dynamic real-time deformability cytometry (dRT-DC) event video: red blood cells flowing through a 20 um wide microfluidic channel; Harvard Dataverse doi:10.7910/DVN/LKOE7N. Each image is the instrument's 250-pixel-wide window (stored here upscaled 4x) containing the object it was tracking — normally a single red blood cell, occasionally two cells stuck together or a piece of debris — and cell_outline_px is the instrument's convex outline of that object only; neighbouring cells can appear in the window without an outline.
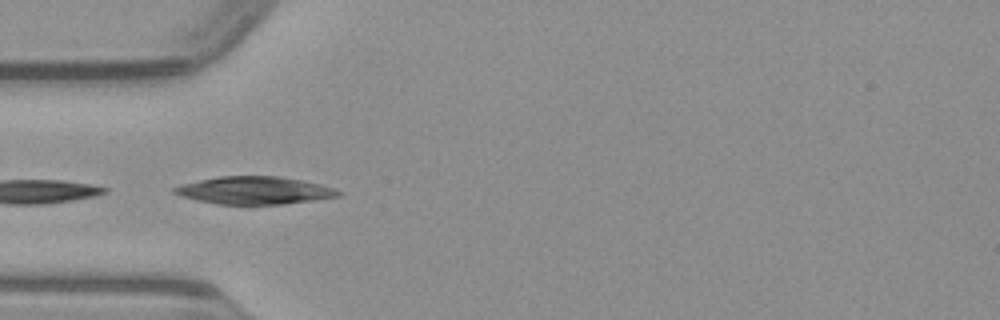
{"species": "common noctule bat (a hibernating species)", "species_latin": "Nyctalus noctula", "temperature_condition": "warm", "stored_images_in_passage": 22, "camera_frame_rate_fps": 3000, "um_per_image_px": 0.085, "animal": {"sex": "male", "body_mass_g": 23.1, "forearm_length_mm": 52.7}, "frame": {"image": 1, "passage_image": 1, "time_ms": 0.0, "image_size_px": [1000, 320], "cell_outline_px": [[344, 192], [340, 196], [284, 204], [216, 204], [196, 200], [180, 196], [172, 192], [172, 188], [180, 184], [220, 176], [280, 176], [320, 184]], "centroid_in_image_um": [21.59, 16.18], "position_along_channel_um": 63.4, "area_um2": 26.36}}
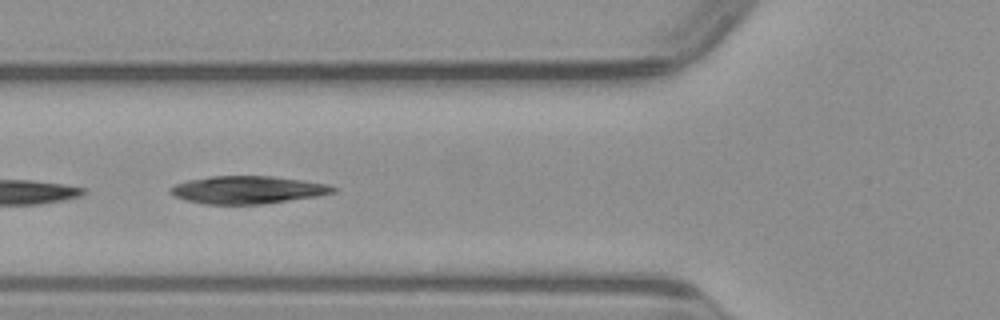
{"frame": {"image": 2, "passage_image": 4, "time_ms": 1.0, "image_size_px": [1000, 320], "cell_outline_px": [[340, 188], [336, 192], [316, 196], [264, 204], [204, 204], [184, 200], [168, 192], [168, 188], [176, 184], [188, 180], [212, 176], [272, 176], [304, 180], [328, 184]], "centroid_in_image_um": [21.07, 16.13], "position_along_channel_um": 104.7, "area_um2": 26.41}}
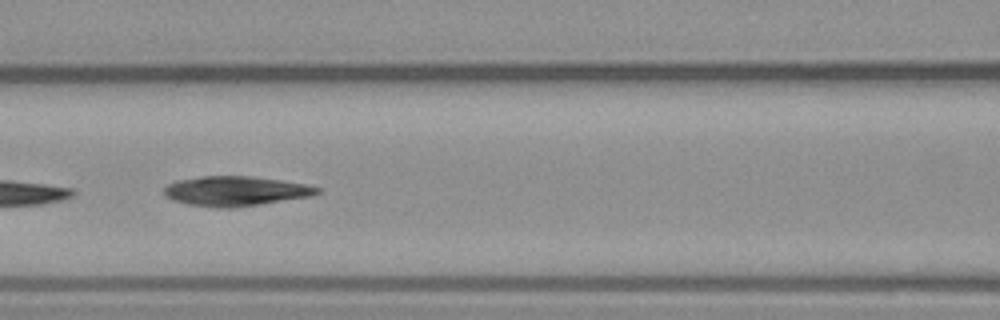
{"frame": {"image": 3, "passage_image": 7, "time_ms": 2.0, "image_size_px": [1000, 320], "cell_outline_px": [[324, 192], [312, 196], [260, 204], [232, 208], [220, 208], [188, 204], [176, 200], [168, 196], [164, 192], [164, 188], [168, 184], [176, 180], [200, 176], [252, 176], [308, 184], [320, 188]], "centroid_in_image_um": [20.09, 16.23], "position_along_channel_um": 146.5, "area_um2": 26.53}}